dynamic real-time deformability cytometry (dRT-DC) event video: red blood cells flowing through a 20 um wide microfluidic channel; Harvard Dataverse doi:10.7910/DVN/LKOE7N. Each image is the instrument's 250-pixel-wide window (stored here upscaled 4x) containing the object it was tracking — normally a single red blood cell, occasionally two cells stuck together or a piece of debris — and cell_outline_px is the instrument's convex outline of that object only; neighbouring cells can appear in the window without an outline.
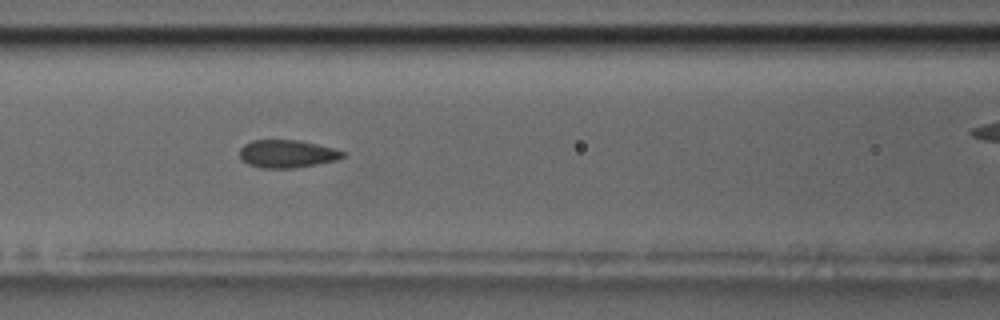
{"species": "common noctule bat (a hibernating species)", "species_latin": "Nyctalus noctula", "temperature_condition": "room temperature", "stored_images_in_passage": 12, "camera_frame_rate_fps": 3000, "um_per_image_px": 0.085, "animal": {"sex": "male", "body_mass_g": 17.5, "forearm_length_mm": 52.3}, "frame": {"image": 1, "passage_image": 7, "time_ms": 7.0, "image_size_px": [1000, 320], "cell_outline_px": [[344, 156], [336, 160], [316, 164], [292, 168], [260, 168], [248, 164], [240, 160], [240, 148], [244, 144], [252, 140], [300, 140], [332, 148], [344, 152]], "centroid_in_image_um": [24.34, 13.07], "position_along_channel_um": 142.3, "area_um2": 16.65}}
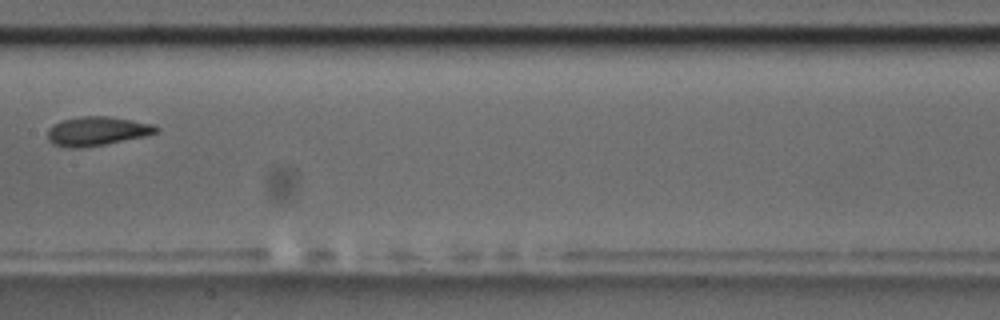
{"frame": {"image": 2, "passage_image": 9, "time_ms": 10.333, "image_size_px": [1000, 320], "cell_outline_px": [[160, 128], [156, 132], [148, 136], [104, 144], [80, 148], [68, 148], [52, 144], [48, 140], [48, 128], [60, 120], [80, 116], [108, 116], [132, 120], [152, 124]], "centroid_in_image_um": [8.22, 11.14], "position_along_channel_um": 199.2, "area_um2": 18.5}}
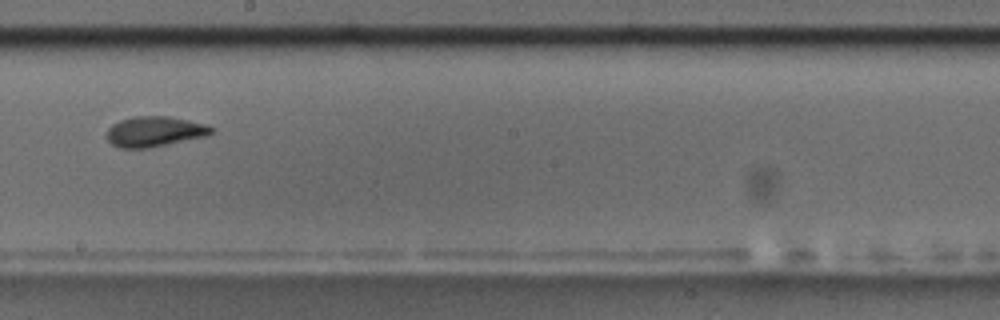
{"frame": {"image": 3, "passage_image": 10, "time_ms": 11.333, "image_size_px": [1000, 320], "cell_outline_px": [[216, 128], [208, 136], [144, 148], [120, 148], [112, 144], [104, 136], [108, 128], [112, 124], [120, 120], [132, 116], [168, 116], [208, 124]], "centroid_in_image_um": [13.13, 11.16], "position_along_channel_um": 235.1, "area_um2": 18.61}}